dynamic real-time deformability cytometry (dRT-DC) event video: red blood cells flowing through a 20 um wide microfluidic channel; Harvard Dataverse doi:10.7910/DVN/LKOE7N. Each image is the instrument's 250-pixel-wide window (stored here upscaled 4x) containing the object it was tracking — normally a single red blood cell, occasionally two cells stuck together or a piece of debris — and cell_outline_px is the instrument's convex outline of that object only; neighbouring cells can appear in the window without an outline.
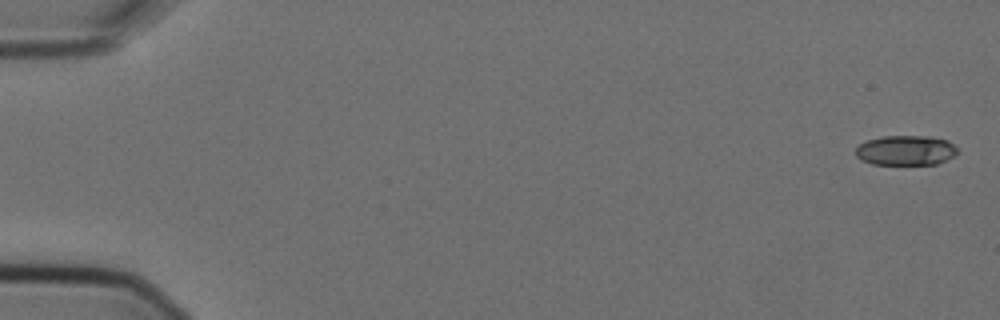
{"species": "Egyptian fruit bat (a non-hibernating species)", "species_latin": "Rousettus aegyptiacus", "temperature_condition": "cold", "stored_images_in_passage": 7, "camera_frame_rate_fps": 3000, "um_per_image_px": 0.085, "animal": {"sex": "female"}, "frame": {"image": 1, "passage_image": 1, "time_ms": 0.0, "image_size_px": [1000, 320], "cell_outline_px": [[956, 152], [952, 156], [936, 164], [872, 164], [860, 160], [856, 156], [856, 148], [860, 144], [868, 140], [884, 136], [928, 136], [948, 140], [956, 148]], "centroid_in_image_um": [76.95, 12.78], "position_along_channel_um": 8.1, "area_um2": 17.51}}
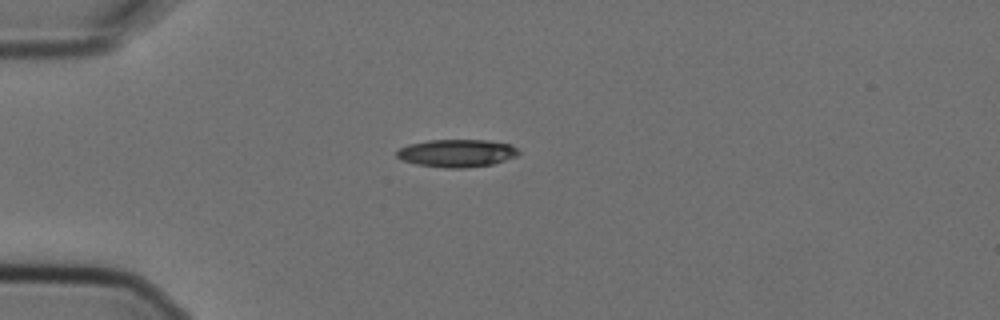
{"frame": {"image": 2, "passage_image": 5, "time_ms": 1.333, "image_size_px": [1000, 320], "cell_outline_px": [[520, 152], [516, 156], [492, 164], [464, 168], [444, 168], [416, 164], [400, 160], [396, 156], [396, 152], [400, 148], [408, 144], [428, 140], [488, 140], [508, 144], [516, 148]], "centroid_in_image_um": [38.78, 13.02], "position_along_channel_um": 46.2, "area_um2": 19.65}}
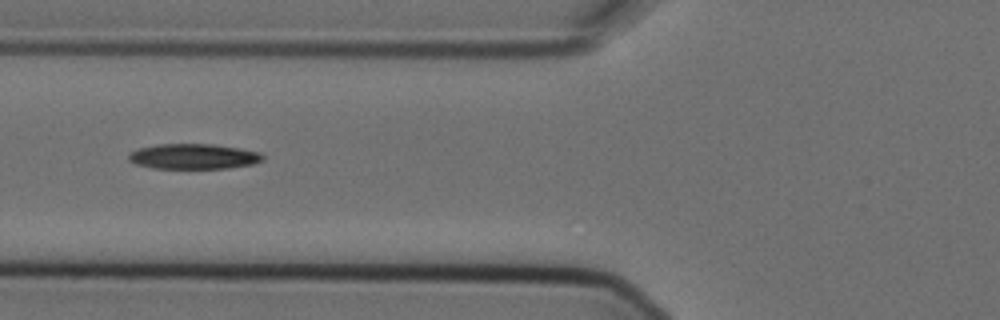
{"frame": {"image": 3, "passage_image": 7, "time_ms": 2.0, "image_size_px": [1000, 320], "cell_outline_px": [[264, 160], [252, 164], [228, 168], [152, 168], [136, 164], [128, 160], [128, 156], [132, 152], [140, 148], [160, 144], [212, 144], [240, 148], [260, 152], [264, 156]], "centroid_in_image_um": [16.48, 13.3], "position_along_channel_um": 109.3, "area_um2": 19.65}}